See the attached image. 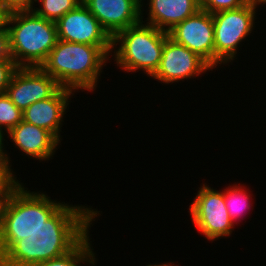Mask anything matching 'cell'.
I'll list each match as a JSON object with an SVG mask.
<instances>
[{
    "label": "cell",
    "mask_w": 266,
    "mask_h": 266,
    "mask_svg": "<svg viewBox=\"0 0 266 266\" xmlns=\"http://www.w3.org/2000/svg\"><path fill=\"white\" fill-rule=\"evenodd\" d=\"M15 174L10 163H0V195H12L22 183Z\"/></svg>",
    "instance_id": "ffe728a7"
},
{
    "label": "cell",
    "mask_w": 266,
    "mask_h": 266,
    "mask_svg": "<svg viewBox=\"0 0 266 266\" xmlns=\"http://www.w3.org/2000/svg\"><path fill=\"white\" fill-rule=\"evenodd\" d=\"M56 26L58 40L98 46L111 56L112 37L83 3L63 15Z\"/></svg>",
    "instance_id": "ba28073f"
},
{
    "label": "cell",
    "mask_w": 266,
    "mask_h": 266,
    "mask_svg": "<svg viewBox=\"0 0 266 266\" xmlns=\"http://www.w3.org/2000/svg\"><path fill=\"white\" fill-rule=\"evenodd\" d=\"M39 3L33 11L40 17L57 22L67 12L75 9L82 0H35Z\"/></svg>",
    "instance_id": "ac0fdd59"
},
{
    "label": "cell",
    "mask_w": 266,
    "mask_h": 266,
    "mask_svg": "<svg viewBox=\"0 0 266 266\" xmlns=\"http://www.w3.org/2000/svg\"><path fill=\"white\" fill-rule=\"evenodd\" d=\"M259 2L249 1L241 8L212 14L214 23V70L237 59L242 41L253 36ZM247 37V38H246ZM237 55V56H236ZM236 58V59H235Z\"/></svg>",
    "instance_id": "8992f818"
},
{
    "label": "cell",
    "mask_w": 266,
    "mask_h": 266,
    "mask_svg": "<svg viewBox=\"0 0 266 266\" xmlns=\"http://www.w3.org/2000/svg\"><path fill=\"white\" fill-rule=\"evenodd\" d=\"M144 1L146 0H141L142 22L165 32L201 9L199 0H147L148 3H143ZM144 5L148 6L146 11ZM144 11L147 13V18L143 21Z\"/></svg>",
    "instance_id": "9a60e30c"
},
{
    "label": "cell",
    "mask_w": 266,
    "mask_h": 266,
    "mask_svg": "<svg viewBox=\"0 0 266 266\" xmlns=\"http://www.w3.org/2000/svg\"><path fill=\"white\" fill-rule=\"evenodd\" d=\"M7 135V138L10 137V142L15 145L13 147L21 151L22 155L25 154L30 159L33 158L40 162L53 159L52 157L61 145V142L48 130L23 120Z\"/></svg>",
    "instance_id": "5bb4252c"
},
{
    "label": "cell",
    "mask_w": 266,
    "mask_h": 266,
    "mask_svg": "<svg viewBox=\"0 0 266 266\" xmlns=\"http://www.w3.org/2000/svg\"><path fill=\"white\" fill-rule=\"evenodd\" d=\"M22 120V111L6 93L0 94V128L8 133Z\"/></svg>",
    "instance_id": "d6986e66"
},
{
    "label": "cell",
    "mask_w": 266,
    "mask_h": 266,
    "mask_svg": "<svg viewBox=\"0 0 266 266\" xmlns=\"http://www.w3.org/2000/svg\"><path fill=\"white\" fill-rule=\"evenodd\" d=\"M200 185L188 209L191 222L208 241L229 238L235 224L227 212L223 189H213L206 182Z\"/></svg>",
    "instance_id": "52a82bcc"
},
{
    "label": "cell",
    "mask_w": 266,
    "mask_h": 266,
    "mask_svg": "<svg viewBox=\"0 0 266 266\" xmlns=\"http://www.w3.org/2000/svg\"><path fill=\"white\" fill-rule=\"evenodd\" d=\"M101 214L92 206L64 203L30 237L16 241L0 257V266H35L68 253Z\"/></svg>",
    "instance_id": "6da1fadb"
},
{
    "label": "cell",
    "mask_w": 266,
    "mask_h": 266,
    "mask_svg": "<svg viewBox=\"0 0 266 266\" xmlns=\"http://www.w3.org/2000/svg\"><path fill=\"white\" fill-rule=\"evenodd\" d=\"M90 232L68 253L53 258L35 266H83L85 263L89 266L97 264L96 253L93 251L92 241H90Z\"/></svg>",
    "instance_id": "2e32d148"
},
{
    "label": "cell",
    "mask_w": 266,
    "mask_h": 266,
    "mask_svg": "<svg viewBox=\"0 0 266 266\" xmlns=\"http://www.w3.org/2000/svg\"><path fill=\"white\" fill-rule=\"evenodd\" d=\"M82 3L112 38L142 21L141 0H82Z\"/></svg>",
    "instance_id": "7c38bea8"
},
{
    "label": "cell",
    "mask_w": 266,
    "mask_h": 266,
    "mask_svg": "<svg viewBox=\"0 0 266 266\" xmlns=\"http://www.w3.org/2000/svg\"><path fill=\"white\" fill-rule=\"evenodd\" d=\"M10 52L18 67H40L58 41L56 22L32 11L8 13Z\"/></svg>",
    "instance_id": "3957f363"
},
{
    "label": "cell",
    "mask_w": 266,
    "mask_h": 266,
    "mask_svg": "<svg viewBox=\"0 0 266 266\" xmlns=\"http://www.w3.org/2000/svg\"><path fill=\"white\" fill-rule=\"evenodd\" d=\"M61 86L40 67H19L6 94L23 112L31 104L51 97Z\"/></svg>",
    "instance_id": "8fae6325"
},
{
    "label": "cell",
    "mask_w": 266,
    "mask_h": 266,
    "mask_svg": "<svg viewBox=\"0 0 266 266\" xmlns=\"http://www.w3.org/2000/svg\"><path fill=\"white\" fill-rule=\"evenodd\" d=\"M209 71H213V68L198 54L168 37L162 50L160 65L150 78L169 85L197 78Z\"/></svg>",
    "instance_id": "9c48e42d"
},
{
    "label": "cell",
    "mask_w": 266,
    "mask_h": 266,
    "mask_svg": "<svg viewBox=\"0 0 266 266\" xmlns=\"http://www.w3.org/2000/svg\"><path fill=\"white\" fill-rule=\"evenodd\" d=\"M250 0H199L202 10L214 14L223 10H234L246 5Z\"/></svg>",
    "instance_id": "44dd1931"
},
{
    "label": "cell",
    "mask_w": 266,
    "mask_h": 266,
    "mask_svg": "<svg viewBox=\"0 0 266 266\" xmlns=\"http://www.w3.org/2000/svg\"><path fill=\"white\" fill-rule=\"evenodd\" d=\"M168 32L140 23L118 32L112 38L114 64L127 73L143 71L151 77L158 69Z\"/></svg>",
    "instance_id": "5b68a950"
},
{
    "label": "cell",
    "mask_w": 266,
    "mask_h": 266,
    "mask_svg": "<svg viewBox=\"0 0 266 266\" xmlns=\"http://www.w3.org/2000/svg\"><path fill=\"white\" fill-rule=\"evenodd\" d=\"M168 36L198 54L214 69V23L211 13L200 9L168 31Z\"/></svg>",
    "instance_id": "30bf717a"
},
{
    "label": "cell",
    "mask_w": 266,
    "mask_h": 266,
    "mask_svg": "<svg viewBox=\"0 0 266 266\" xmlns=\"http://www.w3.org/2000/svg\"><path fill=\"white\" fill-rule=\"evenodd\" d=\"M18 68L13 59L0 60V94L6 93L13 74Z\"/></svg>",
    "instance_id": "7402d4cb"
},
{
    "label": "cell",
    "mask_w": 266,
    "mask_h": 266,
    "mask_svg": "<svg viewBox=\"0 0 266 266\" xmlns=\"http://www.w3.org/2000/svg\"><path fill=\"white\" fill-rule=\"evenodd\" d=\"M75 93L72 89L60 87L51 97L27 107L22 112L23 121L48 130L61 142L62 122Z\"/></svg>",
    "instance_id": "4fadbf2b"
},
{
    "label": "cell",
    "mask_w": 266,
    "mask_h": 266,
    "mask_svg": "<svg viewBox=\"0 0 266 266\" xmlns=\"http://www.w3.org/2000/svg\"><path fill=\"white\" fill-rule=\"evenodd\" d=\"M24 186L21 183L8 202L0 235V257L16 241L30 237L65 203Z\"/></svg>",
    "instance_id": "277c9868"
},
{
    "label": "cell",
    "mask_w": 266,
    "mask_h": 266,
    "mask_svg": "<svg viewBox=\"0 0 266 266\" xmlns=\"http://www.w3.org/2000/svg\"><path fill=\"white\" fill-rule=\"evenodd\" d=\"M12 59L10 52L9 30L5 24L0 29V60Z\"/></svg>",
    "instance_id": "cb8c5ba5"
},
{
    "label": "cell",
    "mask_w": 266,
    "mask_h": 266,
    "mask_svg": "<svg viewBox=\"0 0 266 266\" xmlns=\"http://www.w3.org/2000/svg\"><path fill=\"white\" fill-rule=\"evenodd\" d=\"M0 5L8 12L32 11L35 0H0Z\"/></svg>",
    "instance_id": "603a6c76"
},
{
    "label": "cell",
    "mask_w": 266,
    "mask_h": 266,
    "mask_svg": "<svg viewBox=\"0 0 266 266\" xmlns=\"http://www.w3.org/2000/svg\"><path fill=\"white\" fill-rule=\"evenodd\" d=\"M8 12L0 5V29L6 24Z\"/></svg>",
    "instance_id": "4316f807"
},
{
    "label": "cell",
    "mask_w": 266,
    "mask_h": 266,
    "mask_svg": "<svg viewBox=\"0 0 266 266\" xmlns=\"http://www.w3.org/2000/svg\"><path fill=\"white\" fill-rule=\"evenodd\" d=\"M11 195H0V235L4 225L5 212Z\"/></svg>",
    "instance_id": "484cf974"
},
{
    "label": "cell",
    "mask_w": 266,
    "mask_h": 266,
    "mask_svg": "<svg viewBox=\"0 0 266 266\" xmlns=\"http://www.w3.org/2000/svg\"><path fill=\"white\" fill-rule=\"evenodd\" d=\"M173 263H174V261L173 262L171 261L169 263L168 262H166V263L165 262L164 263L161 262V264H159V263H154V264L147 263L148 265H146V266H179V265H175Z\"/></svg>",
    "instance_id": "83f0119b"
},
{
    "label": "cell",
    "mask_w": 266,
    "mask_h": 266,
    "mask_svg": "<svg viewBox=\"0 0 266 266\" xmlns=\"http://www.w3.org/2000/svg\"><path fill=\"white\" fill-rule=\"evenodd\" d=\"M264 4H266V0H261L260 2H259V5L262 7Z\"/></svg>",
    "instance_id": "f1b7e54d"
},
{
    "label": "cell",
    "mask_w": 266,
    "mask_h": 266,
    "mask_svg": "<svg viewBox=\"0 0 266 266\" xmlns=\"http://www.w3.org/2000/svg\"><path fill=\"white\" fill-rule=\"evenodd\" d=\"M110 59L98 46L58 40L40 68L61 87L93 92Z\"/></svg>",
    "instance_id": "7a4b0ae2"
},
{
    "label": "cell",
    "mask_w": 266,
    "mask_h": 266,
    "mask_svg": "<svg viewBox=\"0 0 266 266\" xmlns=\"http://www.w3.org/2000/svg\"><path fill=\"white\" fill-rule=\"evenodd\" d=\"M6 132L4 133V130L0 128V163H10L12 167L11 158L8 151L5 150L7 147H5V137Z\"/></svg>",
    "instance_id": "d4e9b609"
},
{
    "label": "cell",
    "mask_w": 266,
    "mask_h": 266,
    "mask_svg": "<svg viewBox=\"0 0 266 266\" xmlns=\"http://www.w3.org/2000/svg\"><path fill=\"white\" fill-rule=\"evenodd\" d=\"M223 192L227 212L236 225L241 222L247 211L253 209L252 191L249 192V187L247 188L245 184L238 183L237 185L235 182V184H230L228 187H225Z\"/></svg>",
    "instance_id": "e0dca14e"
}]
</instances>
